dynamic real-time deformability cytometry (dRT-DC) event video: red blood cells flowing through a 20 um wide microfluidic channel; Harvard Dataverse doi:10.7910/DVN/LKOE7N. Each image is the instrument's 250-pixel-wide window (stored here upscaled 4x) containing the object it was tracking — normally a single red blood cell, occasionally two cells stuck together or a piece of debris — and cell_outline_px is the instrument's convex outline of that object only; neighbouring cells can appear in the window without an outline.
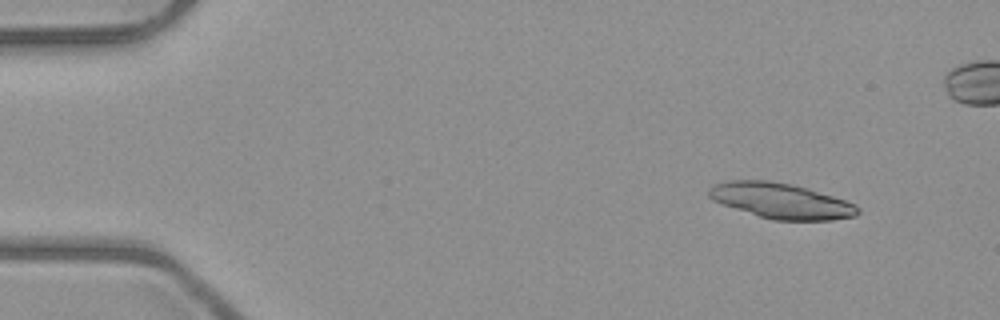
{"species": "common noctule bat (a hibernating species)", "species_latin": "Nyctalus noctula", "temperature_condition": "room temperature", "stored_images_in_passage": 5, "camera_frame_rate_fps": 3000, "um_per_image_px": 0.085, "animal": {"sex": "male", "body_mass_g": 23.1, "forearm_length_mm": 52.7}, "frame": {"image": 1, "passage_image": 1, "time_ms": 0.0, "image_size_px": [1000, 320], "cell_outline_px": [[860, 212], [856, 216], [832, 220], [772, 220], [720, 204], [712, 200], [708, 196], [708, 188], [712, 184], [728, 180], [768, 180], [792, 184], [808, 188], [856, 204], [860, 208]], "centroid_in_image_um": [66.35, 17.06], "position_along_channel_um": 18.6, "area_um2": 30.98}}